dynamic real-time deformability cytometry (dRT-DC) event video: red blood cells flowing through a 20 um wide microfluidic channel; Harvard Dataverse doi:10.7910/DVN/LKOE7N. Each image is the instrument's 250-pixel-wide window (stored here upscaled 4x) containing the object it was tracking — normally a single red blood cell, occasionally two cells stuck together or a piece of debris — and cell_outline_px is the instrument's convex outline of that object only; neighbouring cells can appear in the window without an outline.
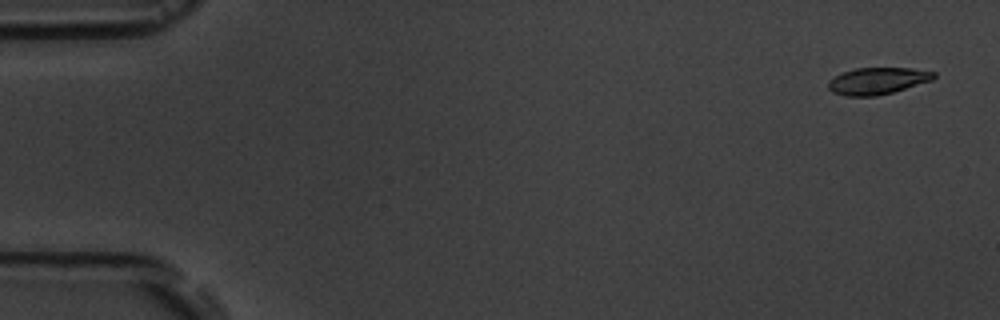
{"species": "common noctule bat (a hibernating species)", "species_latin": "Nyctalus noctula", "temperature_condition": "room temperature", "stored_images_in_passage": 5, "camera_frame_rate_fps": 3000, "um_per_image_px": 0.085, "animal": {"sex": "male", "body_mass_g": 19.5, "forearm_length_mm": 54.6}, "frame": {"image": 1, "passage_image": 1, "time_ms": 0.0, "image_size_px": [1000, 320], "cell_outline_px": [[936, 76], [932, 80], [892, 92], [876, 96], [844, 96], [832, 92], [828, 88], [828, 80], [844, 72], [856, 68], [912, 68], [936, 72]], "centroid_in_image_um": [74.58, 6.88], "position_along_channel_um": 10.4, "area_um2": 16.42}}
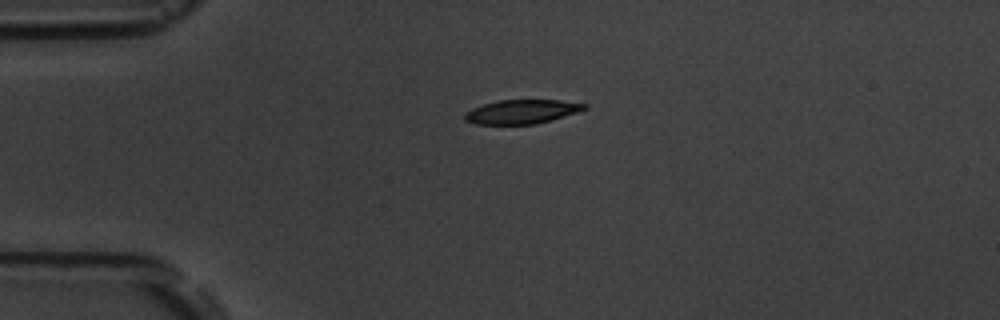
{"frame": {"image": 2, "passage_image": 4, "time_ms": 3.667, "image_size_px": [1000, 320], "cell_outline_px": [[588, 108], [576, 112], [536, 124], [476, 124], [464, 120], [464, 112], [472, 108], [484, 104], [500, 100], [560, 100], [588, 104]], "centroid_in_image_um": [44.32, 9.49], "position_along_channel_um": 40.7, "area_um2": 16.65}}